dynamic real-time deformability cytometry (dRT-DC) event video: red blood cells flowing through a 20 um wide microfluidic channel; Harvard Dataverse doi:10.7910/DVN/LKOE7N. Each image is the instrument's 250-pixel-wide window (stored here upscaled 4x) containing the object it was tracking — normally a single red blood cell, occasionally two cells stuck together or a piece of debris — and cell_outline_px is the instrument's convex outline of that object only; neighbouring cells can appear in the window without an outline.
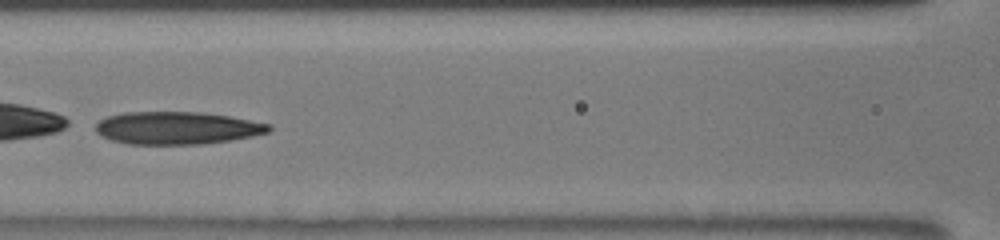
{"species": "human", "species_latin": "Homo sapiens", "temperature_condition": "room temperature", "stored_images_in_passage": 36, "camera_frame_rate_fps": 3000, "um_per_image_px": 0.085, "donor": {"sex": "male"}, "frame": {"image": 1, "passage_image": 11, "time_ms": 3.333, "image_size_px": [1000, 240], "cell_outline_px": [[272, 128], [268, 132], [252, 136], [204, 144], [128, 144], [112, 140], [100, 136], [96, 132], [96, 124], [100, 120], [108, 116], [124, 112], [200, 112], [228, 116], [272, 124]], "centroid_in_image_um": [15.03, 10.88], "position_along_channel_um": 151.6, "area_um2": 32.89}}
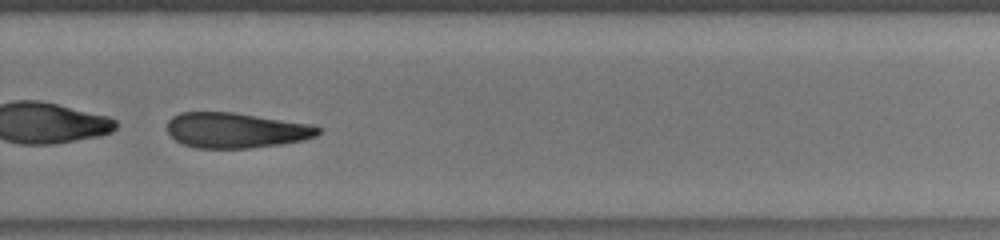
{"frame": {"image": 2, "passage_image": 23, "time_ms": 7.333, "image_size_px": [1000, 240], "cell_outline_px": [[320, 132], [316, 136], [304, 140], [280, 144], [248, 148], [196, 148], [184, 144], [176, 140], [168, 132], [168, 120], [172, 116], [180, 112], [236, 112], [316, 124], [320, 128]], "centroid_in_image_um": [20.1, 11.06], "position_along_channel_um": 309.7, "area_um2": 31.39}}
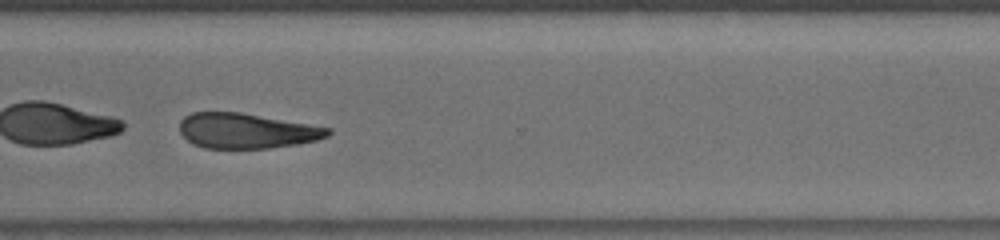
{"frame": {"image": 3, "passage_image": 26, "time_ms": 8.333, "image_size_px": [1000, 240], "cell_outline_px": [[332, 132], [328, 136], [316, 140], [300, 144], [268, 148], [204, 148], [192, 144], [180, 132], [180, 120], [184, 116], [192, 112], [240, 112], [332, 128]], "centroid_in_image_um": [20.96, 11.12], "position_along_channel_um": 349.6, "area_um2": 30.46}, "authors_computed_cell_mechanics": {"area_um2": 33.5529, "velocity_mm_per_s": 3.962, "shape_relaxation_time_tau1_ms": 1.0804, "shape_relaxation_time_tau2_ms": 11.2132, "deformation_change_tau1": 0.2199, "deformation_change_tau2": 0.2384}}